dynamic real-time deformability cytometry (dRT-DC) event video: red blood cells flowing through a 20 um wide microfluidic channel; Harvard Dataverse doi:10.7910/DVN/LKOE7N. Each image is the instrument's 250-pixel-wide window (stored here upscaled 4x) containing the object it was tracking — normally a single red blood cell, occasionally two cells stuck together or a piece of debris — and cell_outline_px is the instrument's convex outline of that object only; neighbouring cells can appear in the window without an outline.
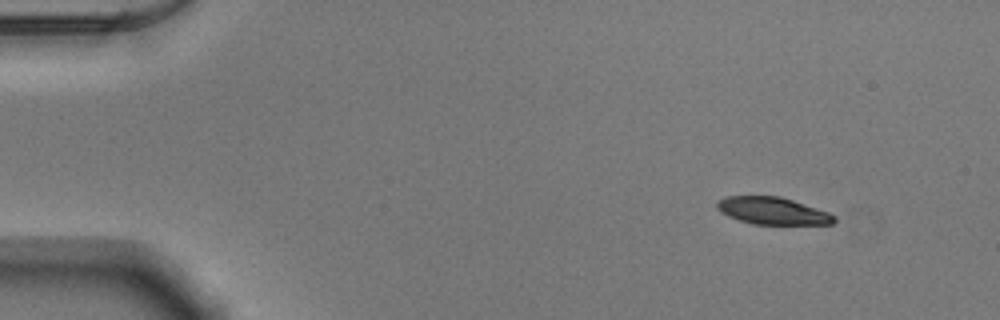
{"species": "Egyptian fruit bat (a non-hibernating species)", "species_latin": "Rousettus aegyptiacus", "temperature_condition": "warm", "stored_images_in_passage": 47, "camera_frame_rate_fps": 3000, "um_per_image_px": 0.085, "animal": {"sex": "male"}, "frame": {"image": 1, "passage_image": 1, "time_ms": 0.0, "image_size_px": [1000, 320], "cell_outline_px": [[836, 220], [832, 224], [752, 224], [728, 216], [720, 212], [716, 208], [716, 204], [724, 196], [780, 196], [828, 212], [836, 216]], "centroid_in_image_um": [65.65, 17.92], "position_along_channel_um": 19.3, "area_um2": 18.5}}
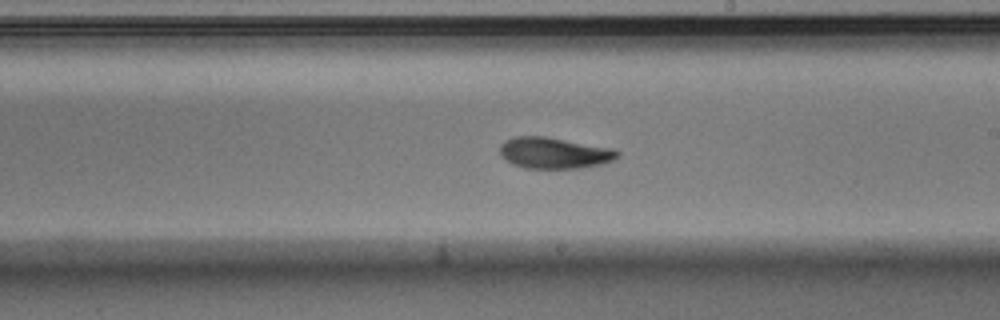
{"frame": {"image": 2, "passage_image": 26, "time_ms": 8.333, "image_size_px": [1000, 320], "cell_outline_px": [[620, 156], [612, 160], [600, 164], [580, 168], [524, 168], [512, 164], [500, 156], [500, 144], [504, 140], [516, 136], [544, 136], [616, 148], [620, 152]], "centroid_in_image_um": [47.11, 12.99], "position_along_channel_um": 241.9, "area_um2": 21.62}}
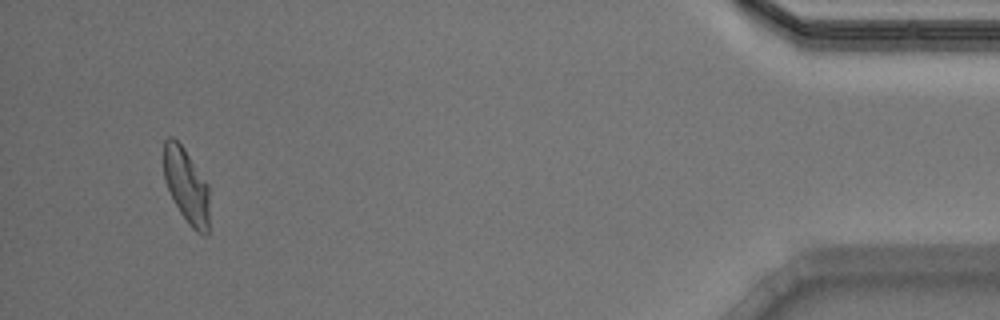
{"frame": {"image": 3, "passage_image": 45, "time_ms": 14.667, "image_size_px": [1000, 320], "cell_outline_px": [[208, 232], [204, 236], [196, 232], [188, 224], [180, 212], [164, 180], [164, 140], [168, 136], [172, 136], [184, 148], [208, 184]], "centroid_in_image_um": [15.84, 15.78], "position_along_channel_um": 419.4, "area_um2": 19.71}, "authors_computed_cell_mechanics": {"area_um2": 21.0392, "velocity_mm_per_s": 3.8995, "shape_relaxation_time_tau1_ms": 5.6798, "shape_relaxation_time_tau2_ms": 2.7839, "deformation_change_tau1": 0.1741, "deformation_change_tau2": 0.0862}}